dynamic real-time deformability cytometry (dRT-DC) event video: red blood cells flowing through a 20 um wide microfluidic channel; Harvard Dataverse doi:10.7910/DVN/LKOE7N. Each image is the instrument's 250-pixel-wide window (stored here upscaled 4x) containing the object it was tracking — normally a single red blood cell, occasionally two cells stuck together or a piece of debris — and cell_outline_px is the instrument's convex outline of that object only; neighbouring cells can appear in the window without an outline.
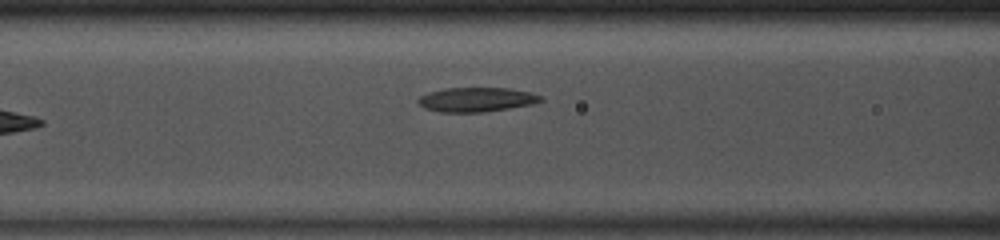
{"species": "common noctule bat (a hibernating species)", "species_latin": "Nyctalus noctula", "temperature_condition": "room temperature", "stored_images_in_passage": 31, "camera_frame_rate_fps": 3000, "um_per_image_px": 0.085, "animal": {"sex": "male", "body_mass_g": 13.0, "forearm_length_mm": 53.1}, "frame": {"image": 1, "passage_image": 6, "time_ms": 1.667, "image_size_px": [1000, 240], "cell_outline_px": [[544, 100], [532, 104], [508, 108], [480, 112], [440, 112], [424, 108], [416, 100], [420, 96], [428, 92], [444, 88], [512, 88], [532, 92], [544, 96]], "centroid_in_image_um": [40.52, 8.45], "position_along_channel_um": 126.1, "area_um2": 17.51}}
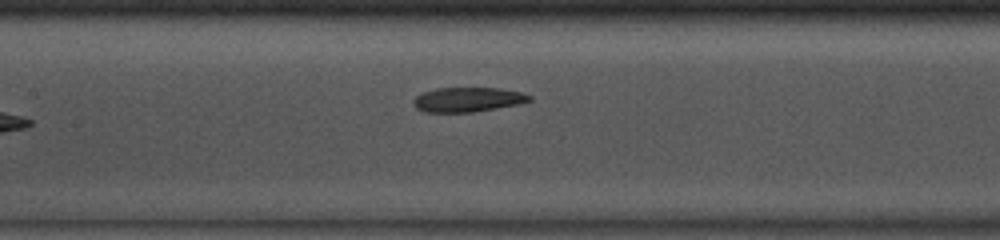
{"frame": {"image": 2, "passage_image": 9, "time_ms": 2.667, "image_size_px": [1000, 240], "cell_outline_px": [[532, 100], [520, 104], [472, 112], [428, 112], [416, 108], [412, 104], [412, 100], [420, 92], [436, 88], [496, 88], [520, 92], [532, 96]], "centroid_in_image_um": [39.72, 8.46], "position_along_channel_um": 167.7, "area_um2": 16.65}}
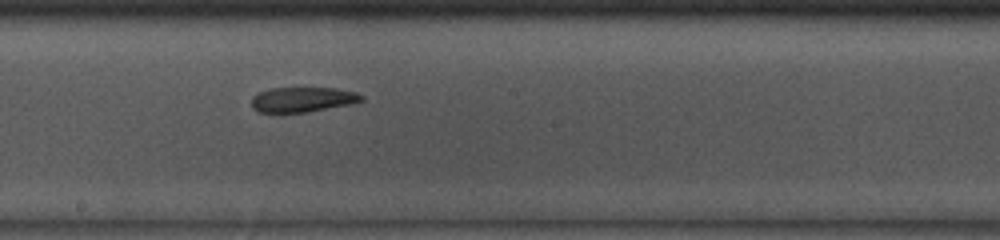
{"frame": {"image": 3, "passage_image": 13, "time_ms": 4.0, "image_size_px": [1000, 240], "cell_outline_px": [[364, 100], [352, 104], [308, 112], [260, 112], [252, 108], [252, 96], [256, 92], [268, 88], [336, 88], [356, 92], [364, 96]], "centroid_in_image_um": [25.72, 8.45], "position_along_channel_um": 222.5, "area_um2": 16.18}}